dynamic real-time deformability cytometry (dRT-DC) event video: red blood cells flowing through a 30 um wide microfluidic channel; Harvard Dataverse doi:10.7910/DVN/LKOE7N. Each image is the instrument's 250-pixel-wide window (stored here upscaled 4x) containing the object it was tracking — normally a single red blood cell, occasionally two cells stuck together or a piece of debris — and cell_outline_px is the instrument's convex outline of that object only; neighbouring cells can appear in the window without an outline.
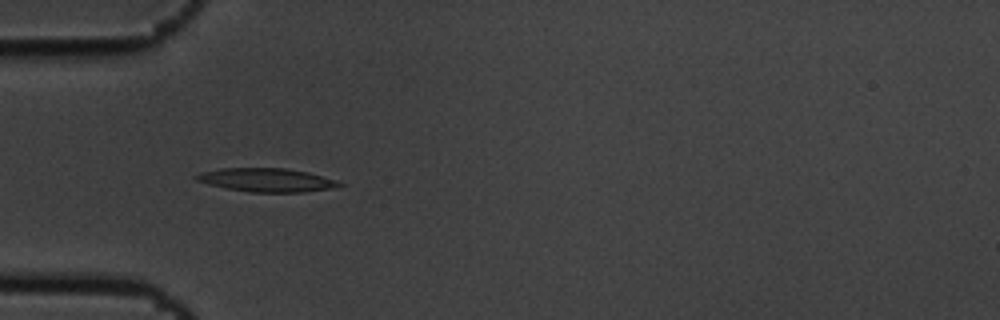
{"species": "common noctule bat (a hibernating species)", "species_latin": "Nyctalus noctula", "temperature_condition": "cold", "stored_images_in_passage": 6, "camera_frame_rate_fps": 3000, "um_per_image_px": 0.085, "animal": {"sex": "male", "body_mass_g": 19.5, "forearm_length_mm": 54.6}, "frame": {"image": 1, "passage_image": 5, "time_ms": 1.333, "image_size_px": [1000, 320], "cell_outline_px": [[344, 184], [332, 188], [304, 192], [248, 192], [208, 184], [196, 180], [192, 176], [204, 172], [220, 168], [288, 168], [308, 172], [336, 180]], "centroid_in_image_um": [22.67, 15.29], "position_along_channel_um": 62.3, "area_um2": 19.54}}
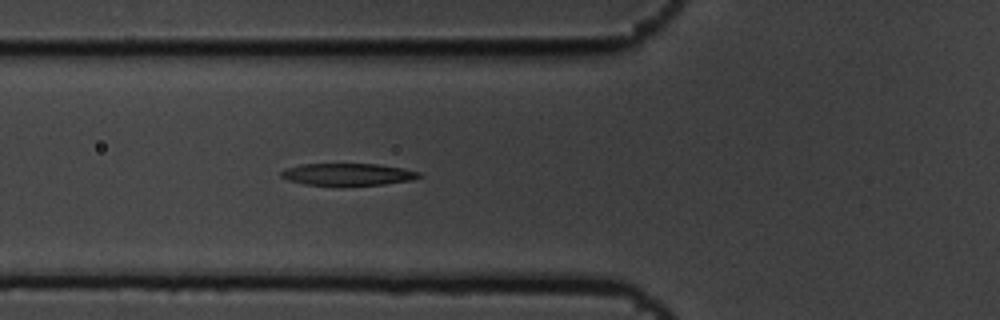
{"frame": {"image": 2, "passage_image": 6, "time_ms": 1.667, "image_size_px": [1000, 320], "cell_outline_px": [[424, 176], [412, 180], [384, 184], [304, 184], [288, 180], [280, 176], [280, 172], [284, 168], [300, 164], [376, 164], [404, 168], [420, 172]], "centroid_in_image_um": [29.58, 14.8], "position_along_channel_um": 96.2, "area_um2": 17.51}}